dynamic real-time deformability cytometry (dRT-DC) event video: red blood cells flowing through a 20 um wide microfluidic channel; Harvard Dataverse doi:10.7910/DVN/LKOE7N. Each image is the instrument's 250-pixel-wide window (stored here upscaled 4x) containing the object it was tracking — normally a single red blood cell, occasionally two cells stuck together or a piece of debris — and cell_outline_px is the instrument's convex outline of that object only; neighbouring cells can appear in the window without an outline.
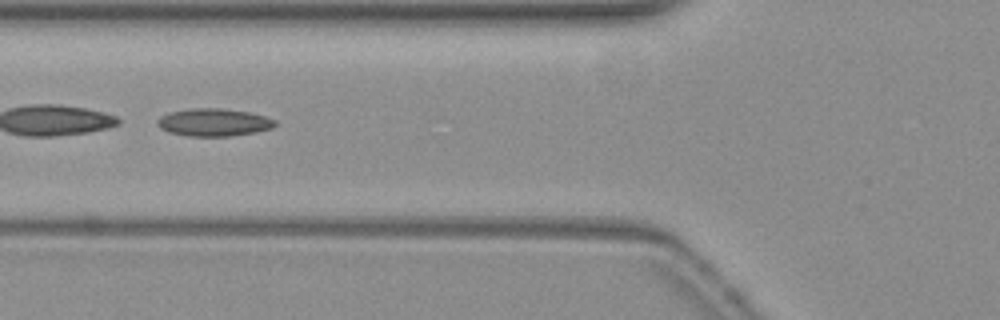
{"species": "common noctule bat (a hibernating species)", "species_latin": "Nyctalus noctula", "temperature_condition": "warm", "stored_images_in_passage": 47, "camera_frame_rate_fps": 3000, "um_per_image_px": 0.085, "animal": {"sex": "female", "body_mass_g": 19.3, "forearm_length_mm": 54.1}, "frame": {"image": 1, "passage_image": 15, "time_ms": 4.667, "image_size_px": [1000, 320], "cell_outline_px": [[276, 124], [272, 128], [256, 132], [232, 136], [184, 136], [168, 132], [160, 128], [156, 120], [160, 116], [168, 112], [192, 108], [220, 108], [248, 112], [264, 116], [276, 120]], "centroid_in_image_um": [18.14, 10.4], "position_along_channel_um": 107.7, "area_um2": 19.07}}
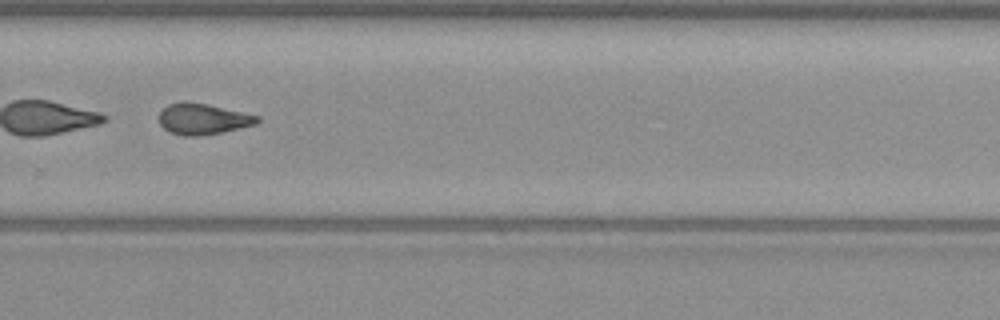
{"frame": {"image": 2, "passage_image": 31, "time_ms": 10.0, "image_size_px": [1000, 320], "cell_outline_px": [[260, 120], [256, 124], [220, 132], [196, 136], [184, 136], [168, 132], [160, 124], [160, 112], [168, 104], [184, 100], [188, 100], [208, 104], [260, 116]], "centroid_in_image_um": [17.22, 10.09], "position_along_channel_um": 312.6, "area_um2": 17.74}, "authors_computed_cell_mechanics": {"area_um2": 19.3052, "velocity_mm_per_s": 3.8506, "shape_relaxation_time_tau1_ms": null, "shape_relaxation_time_tau2_ms": 2.5937, "deformation_change_tau1": null, "deformation_change_tau2": 0.1032}}